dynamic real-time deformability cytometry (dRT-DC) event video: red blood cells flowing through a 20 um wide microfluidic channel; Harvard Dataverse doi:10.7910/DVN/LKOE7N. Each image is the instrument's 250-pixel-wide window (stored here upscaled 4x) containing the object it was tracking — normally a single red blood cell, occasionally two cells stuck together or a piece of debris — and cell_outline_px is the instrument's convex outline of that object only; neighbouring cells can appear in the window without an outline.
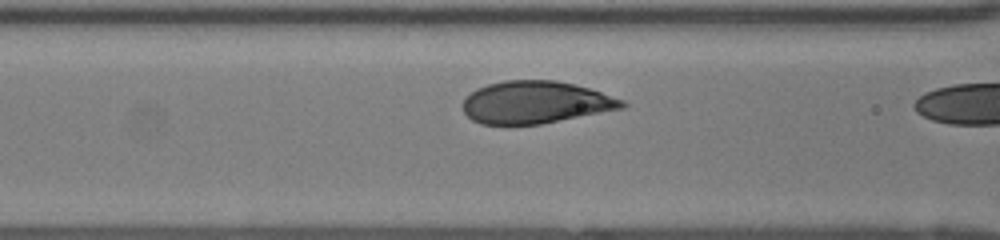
{"species": "human", "species_latin": "Homo sapiens", "temperature_condition": "room temperature", "stored_images_in_passage": 8, "camera_frame_rate_fps": 3000, "um_per_image_px": 0.085, "donor": {"sex": "female"}, "frame": {"image": 1, "passage_image": 7, "time_ms": 2.0, "image_size_px": [1000, 240], "cell_outline_px": [[628, 104], [624, 108], [540, 124], [480, 124], [472, 120], [464, 112], [464, 100], [476, 88], [488, 84], [504, 80], [556, 80], [588, 88], [624, 100]], "centroid_in_image_um": [45.52, 8.7], "position_along_channel_um": 121.1, "area_um2": 39.02}}